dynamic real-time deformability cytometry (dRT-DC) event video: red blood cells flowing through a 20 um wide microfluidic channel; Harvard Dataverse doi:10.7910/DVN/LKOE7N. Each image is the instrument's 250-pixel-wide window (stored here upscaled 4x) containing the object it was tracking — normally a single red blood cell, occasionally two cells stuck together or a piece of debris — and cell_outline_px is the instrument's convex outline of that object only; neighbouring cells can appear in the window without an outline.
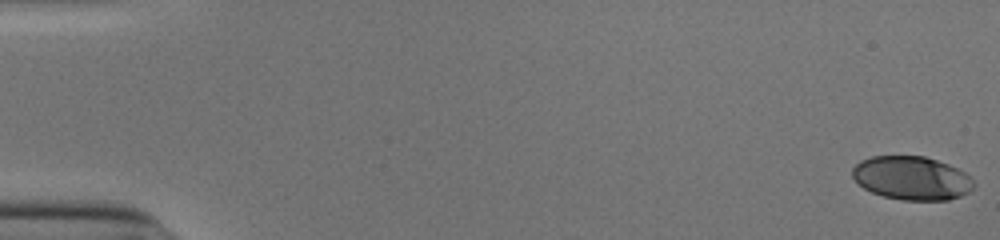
{"species": "human", "species_latin": "Homo sapiens", "temperature_condition": "cold", "stored_images_in_passage": 53, "camera_frame_rate_fps": 3000, "um_per_image_px": 0.085, "donor": {"sex": "male"}, "frame": {"image": 1, "passage_image": 1, "time_ms": 0.0, "image_size_px": [1000, 240], "cell_outline_px": [[976, 184], [968, 192], [960, 196], [948, 200], [904, 200], [884, 196], [872, 192], [864, 188], [852, 176], [852, 168], [860, 160], [872, 156], [924, 156], [948, 164], [964, 172]], "centroid_in_image_um": [77.48, 15.13], "position_along_channel_um": 7.5, "area_um2": 30.63}}
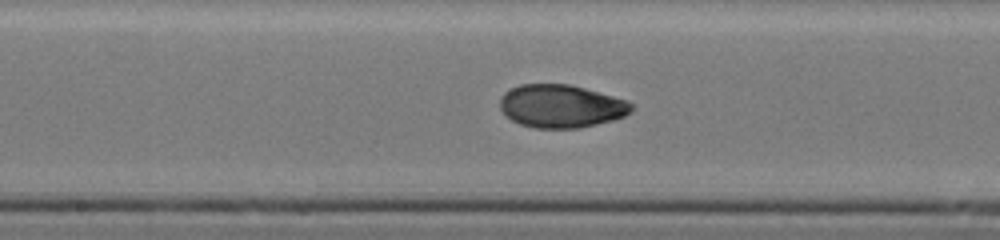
{"frame": {"image": 2, "passage_image": 29, "time_ms": 9.333, "image_size_px": [1000, 240], "cell_outline_px": [[632, 112], [624, 116], [612, 120], [580, 128], [536, 128], [520, 124], [512, 120], [500, 108], [500, 96], [504, 92], [520, 84], [568, 84], [584, 88], [628, 100], [632, 104]], "centroid_in_image_um": [47.7, 9.02], "position_along_channel_um": 200.5, "area_um2": 32.89}}
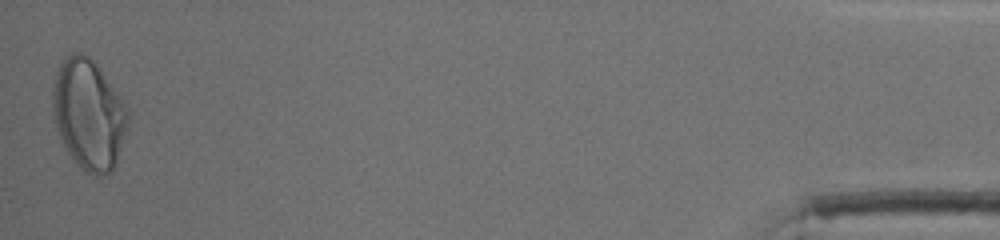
{"frame": {"image": 3, "passage_image": 53, "time_ms": 17.333, "image_size_px": [1000, 240], "cell_outline_px": [[128, 124], [116, 164], [112, 172], [100, 176], [96, 176], [80, 168], [76, 164], [60, 140], [56, 128], [52, 104], [52, 88], [56, 72], [60, 64], [72, 52], [84, 52], [100, 68], [124, 100], [128, 108]], "centroid_in_image_um": [7.54, 9.72], "position_along_channel_um": 427.7, "area_um2": 48.67}, "authors_computed_cell_mechanics": {"area_um2": 32.8882, "velocity_mm_per_s": 3.9082, "shape_relaxation_time_tau1_ms": 5.516, "shape_relaxation_time_tau2_ms": 1.06, "deformation_change_tau1": 0.1958, "deformation_change_tau2": 0.0441}}